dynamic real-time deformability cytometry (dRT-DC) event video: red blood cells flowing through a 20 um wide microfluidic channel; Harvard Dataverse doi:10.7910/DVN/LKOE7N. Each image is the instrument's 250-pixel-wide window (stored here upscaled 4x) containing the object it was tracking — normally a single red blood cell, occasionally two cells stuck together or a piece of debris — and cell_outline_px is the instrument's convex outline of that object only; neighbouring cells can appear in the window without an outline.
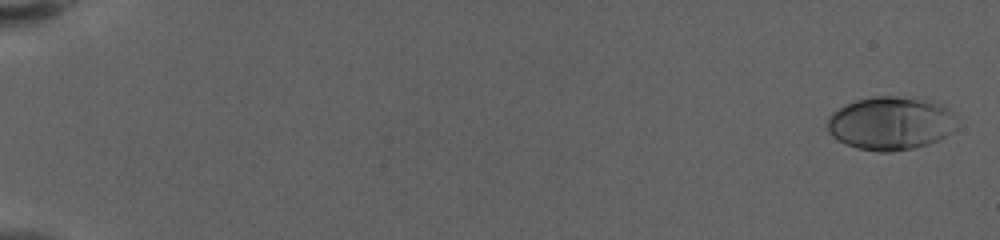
{"species": "human", "species_latin": "Homo sapiens", "temperature_condition": "warm", "stored_images_in_passage": 14, "camera_frame_rate_fps": 3000, "um_per_image_px": 0.085, "donor": {"sex": "female"}, "frame": {"image": 1, "passage_image": 2, "time_ms": 0.333, "image_size_px": [1000, 240], "cell_outline_px": [[952, 112], [948, 132], [944, 136], [928, 144], [912, 148], [892, 152], [880, 152], [856, 148], [832, 136], [828, 128], [828, 116], [832, 112], [844, 104], [856, 100], [872, 96], [896, 96], [936, 100], [948, 108]], "centroid_in_image_um": [75.63, 10.45], "position_along_channel_um": 9.4, "area_um2": 39.77}}
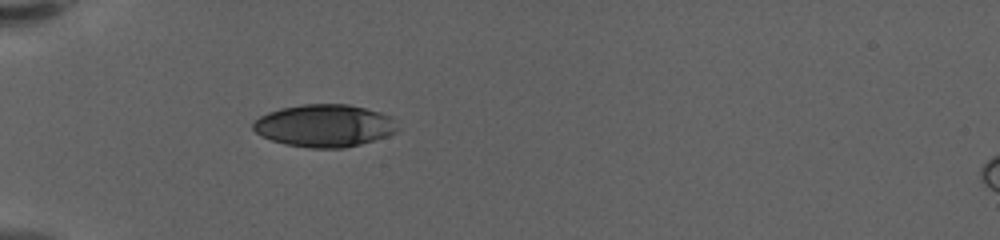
{"frame": {"image": 2, "passage_image": 14, "time_ms": 4.333, "image_size_px": [1000, 240], "cell_outline_px": [[400, 128], [396, 132], [388, 136], [360, 144], [344, 148], [308, 148], [284, 144], [260, 136], [252, 128], [252, 124], [260, 116], [268, 112], [280, 108], [304, 104], [348, 104], [380, 112], [392, 116]], "centroid_in_image_um": [27.59, 10.68], "position_along_channel_um": 57.4, "area_um2": 36.01}}